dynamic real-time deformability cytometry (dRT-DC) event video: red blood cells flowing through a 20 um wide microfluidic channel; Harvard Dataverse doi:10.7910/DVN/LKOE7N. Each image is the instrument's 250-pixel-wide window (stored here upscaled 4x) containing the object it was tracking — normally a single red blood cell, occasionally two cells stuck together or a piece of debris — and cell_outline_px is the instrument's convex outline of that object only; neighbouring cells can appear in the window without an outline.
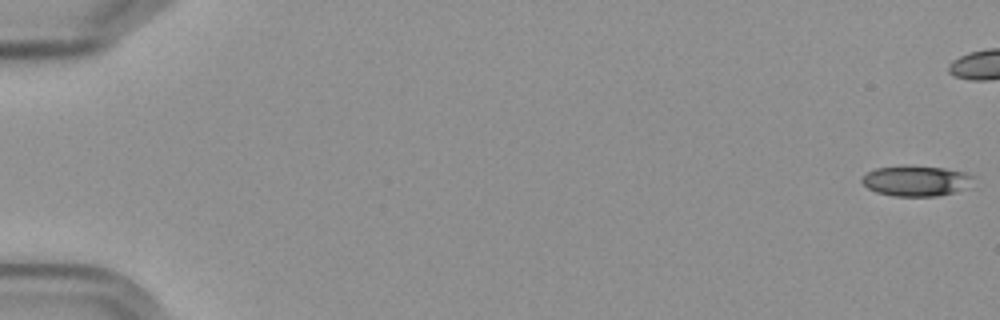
{"species": "Egyptian fruit bat (a non-hibernating species)", "species_latin": "Rousettus aegyptiacus", "temperature_condition": "cold", "stored_images_in_passage": 49, "camera_frame_rate_fps": 3000, "um_per_image_px": 0.085, "frame": {"image": 1, "passage_image": 1, "time_ms": 0.0, "image_size_px": [1000, 320], "cell_outline_px": [[976, 176], [960, 188], [952, 192], [936, 196], [892, 196], [876, 192], [868, 188], [860, 180], [860, 176], [876, 168], [904, 164], [908, 164], [944, 168], [964, 172]], "centroid_in_image_um": [77.75, 15.34], "position_along_channel_um": 7.2, "area_um2": 19.77}}
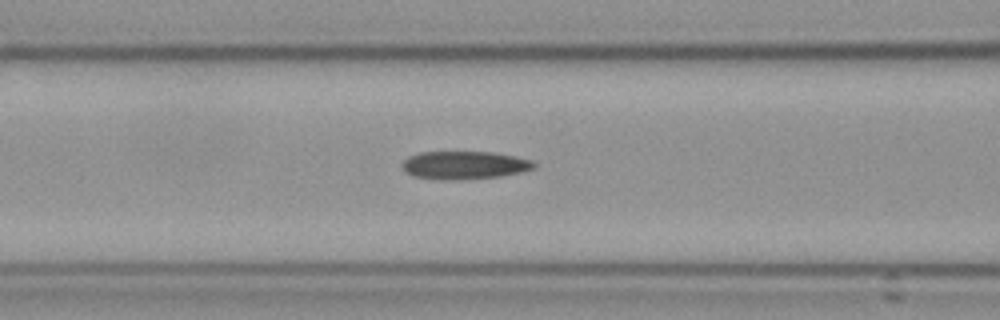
{"frame": {"image": 2, "passage_image": 25, "time_ms": 8.0, "image_size_px": [1000, 320], "cell_outline_px": [[536, 168], [520, 172], [500, 176], [464, 180], [440, 180], [412, 176], [400, 164], [408, 156], [420, 152], [492, 152], [532, 160], [536, 164]], "centroid_in_image_um": [39.46, 14.05], "position_along_channel_um": 127.1, "area_um2": 21.62}}
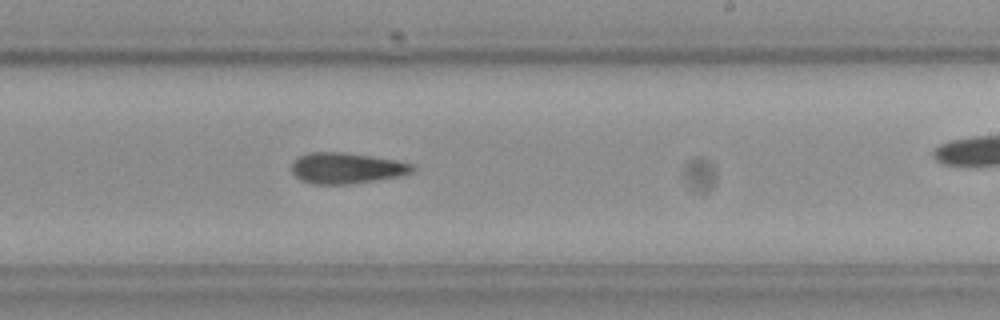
{"frame": {"image": 3, "passage_image": 36, "time_ms": 11.667, "image_size_px": [1000, 320], "cell_outline_px": [[416, 168], [412, 172], [400, 176], [376, 180], [348, 184], [312, 184], [300, 180], [292, 172], [292, 164], [300, 156], [308, 152], [340, 152], [372, 156], [396, 160], [412, 164]], "centroid_in_image_um": [29.46, 14.29], "position_along_channel_um": 259.5, "area_um2": 21.68}}